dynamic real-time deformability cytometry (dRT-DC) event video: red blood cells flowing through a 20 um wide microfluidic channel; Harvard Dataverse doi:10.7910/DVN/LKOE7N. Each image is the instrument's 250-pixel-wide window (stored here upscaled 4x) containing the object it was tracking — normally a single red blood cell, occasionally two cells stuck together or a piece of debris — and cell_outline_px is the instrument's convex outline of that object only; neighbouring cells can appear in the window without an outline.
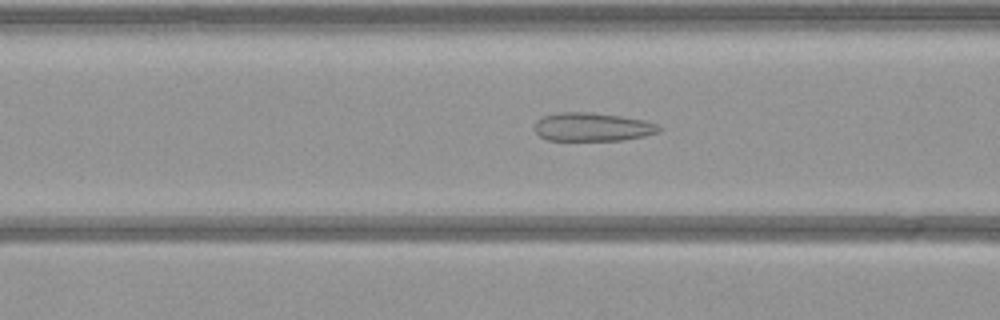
{"species": "common noctule bat (a hibernating species)", "species_latin": "Nyctalus noctula", "temperature_condition": "warm", "stored_images_in_passage": 52, "camera_frame_rate_fps": 3000, "um_per_image_px": 0.085, "animal": {"sex": "female", "body_mass_g": 21.9}, "frame": {"image": 1, "passage_image": 19, "time_ms": 6.0, "image_size_px": [1000, 320], "cell_outline_px": [[660, 132], [644, 136], [624, 140], [548, 140], [540, 136], [536, 132], [536, 120], [544, 116], [556, 112], [592, 112], [620, 116], [644, 120], [656, 124], [660, 128]], "centroid_in_image_um": [50.35, 10.79], "position_along_channel_um": 116.2, "area_um2": 20.58}}
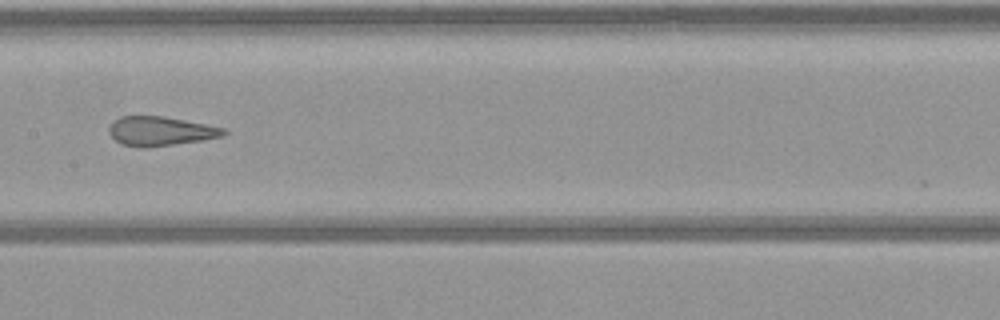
{"frame": {"image": 2, "passage_image": 25, "time_ms": 8.0, "image_size_px": [1000, 320], "cell_outline_px": [[228, 132], [224, 136], [204, 140], [148, 148], [140, 148], [124, 144], [116, 140], [108, 132], [108, 128], [112, 120], [120, 116], [164, 116], [224, 128]], "centroid_in_image_um": [13.62, 11.15], "position_along_channel_um": 193.8, "area_um2": 19.65}}
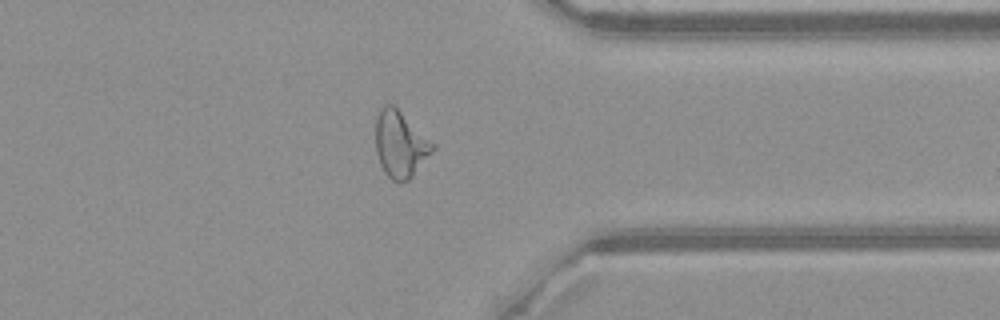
{"frame": {"image": 3, "passage_image": 40, "time_ms": 13.0, "image_size_px": [1000, 320], "cell_outline_px": [[436, 148], [412, 176], [408, 180], [400, 184], [392, 180], [384, 172], [380, 164], [376, 152], [376, 120], [384, 104], [392, 104], [436, 144]], "centroid_in_image_um": [34.04, 12.29], "position_along_channel_um": 377.4, "area_um2": 21.96}}